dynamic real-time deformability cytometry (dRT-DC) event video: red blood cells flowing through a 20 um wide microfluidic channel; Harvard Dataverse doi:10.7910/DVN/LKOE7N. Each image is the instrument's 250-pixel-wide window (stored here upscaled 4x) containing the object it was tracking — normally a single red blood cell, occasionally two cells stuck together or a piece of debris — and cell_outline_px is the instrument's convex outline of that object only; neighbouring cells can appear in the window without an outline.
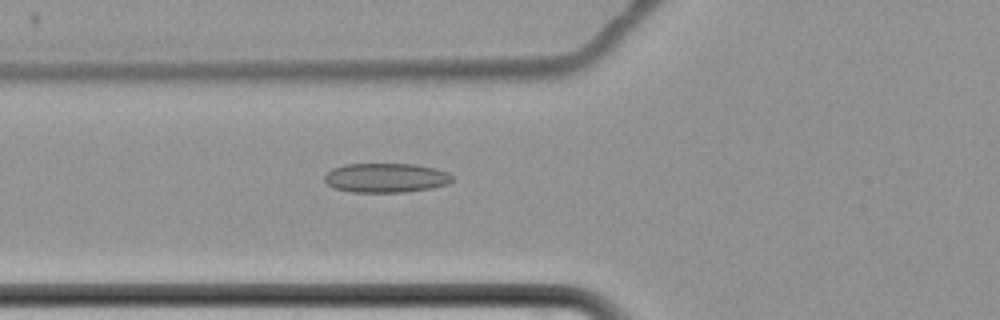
{"species": "common noctule bat (a hibernating species)", "species_latin": "Nyctalus noctula", "temperature_condition": "cold", "stored_images_in_passage": 48, "camera_frame_rate_fps": 3000, "um_per_image_px": 0.085, "animal": {"sex": "female", "body_mass_g": 22.7, "forearm_length_mm": 54.2}, "frame": {"image": 1, "passage_image": 11, "time_ms": 3.333, "image_size_px": [1000, 320], "cell_outline_px": [[452, 180], [448, 184], [432, 188], [404, 192], [352, 192], [336, 188], [328, 184], [324, 180], [324, 176], [332, 168], [344, 164], [416, 164], [436, 168], [448, 172], [452, 176]], "centroid_in_image_um": [32.82, 15.11], "position_along_channel_um": 93.0, "area_um2": 21.91}}
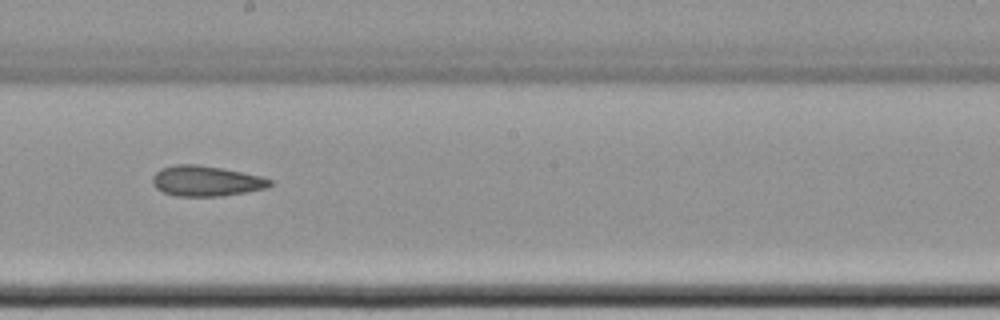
{"frame": {"image": 2, "passage_image": 23, "time_ms": 7.333, "image_size_px": [1000, 320], "cell_outline_px": [[272, 184], [268, 188], [220, 196], [176, 196], [164, 192], [156, 188], [152, 184], [152, 176], [160, 168], [176, 164], [196, 164], [224, 168], [260, 176], [272, 180]], "centroid_in_image_um": [17.5, 15.37], "position_along_channel_um": 230.7, "area_um2": 20.87}}
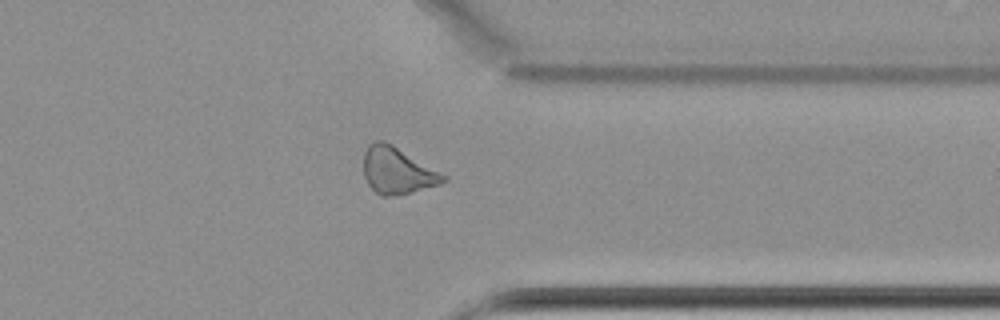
{"frame": {"image": 3, "passage_image": 36, "time_ms": 11.667, "image_size_px": [1000, 320], "cell_outline_px": [[448, 180], [440, 184], [408, 192], [388, 196], [380, 196], [368, 184], [364, 176], [364, 152], [368, 144], [376, 140], [384, 140], [392, 144], [448, 176]], "centroid_in_image_um": [33.76, 14.48], "position_along_channel_um": 377.6, "area_um2": 21.5}, "authors_computed_cell_mechanics": {"area_um2": 21.5594, "velocity_mm_per_s": 3.44, "shape_relaxation_time_tau1_ms": null, "shape_relaxation_time_tau2_ms": 8.6346, "deformation_change_tau1": null, "deformation_change_tau2": 0.1674}}